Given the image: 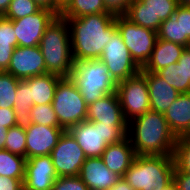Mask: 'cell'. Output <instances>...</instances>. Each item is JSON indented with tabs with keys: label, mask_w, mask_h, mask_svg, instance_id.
<instances>
[{
	"label": "cell",
	"mask_w": 190,
	"mask_h": 190,
	"mask_svg": "<svg viewBox=\"0 0 190 190\" xmlns=\"http://www.w3.org/2000/svg\"><path fill=\"white\" fill-rule=\"evenodd\" d=\"M115 22L133 60L142 68L149 60L158 39L157 32L136 25L124 14L116 15Z\"/></svg>",
	"instance_id": "ba28073f"
},
{
	"label": "cell",
	"mask_w": 190,
	"mask_h": 190,
	"mask_svg": "<svg viewBox=\"0 0 190 190\" xmlns=\"http://www.w3.org/2000/svg\"><path fill=\"white\" fill-rule=\"evenodd\" d=\"M70 0H54V11L60 14L61 10L67 5Z\"/></svg>",
	"instance_id": "ee69618b"
},
{
	"label": "cell",
	"mask_w": 190,
	"mask_h": 190,
	"mask_svg": "<svg viewBox=\"0 0 190 190\" xmlns=\"http://www.w3.org/2000/svg\"><path fill=\"white\" fill-rule=\"evenodd\" d=\"M173 156L136 155L124 178L134 190H162L173 181Z\"/></svg>",
	"instance_id": "277c9868"
},
{
	"label": "cell",
	"mask_w": 190,
	"mask_h": 190,
	"mask_svg": "<svg viewBox=\"0 0 190 190\" xmlns=\"http://www.w3.org/2000/svg\"><path fill=\"white\" fill-rule=\"evenodd\" d=\"M106 9L115 15L125 14L133 0H103Z\"/></svg>",
	"instance_id": "8d00e7d4"
},
{
	"label": "cell",
	"mask_w": 190,
	"mask_h": 190,
	"mask_svg": "<svg viewBox=\"0 0 190 190\" xmlns=\"http://www.w3.org/2000/svg\"><path fill=\"white\" fill-rule=\"evenodd\" d=\"M57 178L51 155L26 159L24 190H51Z\"/></svg>",
	"instance_id": "9a60e30c"
},
{
	"label": "cell",
	"mask_w": 190,
	"mask_h": 190,
	"mask_svg": "<svg viewBox=\"0 0 190 190\" xmlns=\"http://www.w3.org/2000/svg\"><path fill=\"white\" fill-rule=\"evenodd\" d=\"M39 47L47 73L69 77L73 69L70 31L67 20L58 15L45 30Z\"/></svg>",
	"instance_id": "3957f363"
},
{
	"label": "cell",
	"mask_w": 190,
	"mask_h": 190,
	"mask_svg": "<svg viewBox=\"0 0 190 190\" xmlns=\"http://www.w3.org/2000/svg\"><path fill=\"white\" fill-rule=\"evenodd\" d=\"M5 150L26 158V133L25 129L14 126L8 129Z\"/></svg>",
	"instance_id": "1f68e13d"
},
{
	"label": "cell",
	"mask_w": 190,
	"mask_h": 190,
	"mask_svg": "<svg viewBox=\"0 0 190 190\" xmlns=\"http://www.w3.org/2000/svg\"><path fill=\"white\" fill-rule=\"evenodd\" d=\"M42 7H47L54 10V0H34Z\"/></svg>",
	"instance_id": "bcb514c9"
},
{
	"label": "cell",
	"mask_w": 190,
	"mask_h": 190,
	"mask_svg": "<svg viewBox=\"0 0 190 190\" xmlns=\"http://www.w3.org/2000/svg\"><path fill=\"white\" fill-rule=\"evenodd\" d=\"M180 65L182 73L187 80H190V49L185 48L181 54V57L177 61Z\"/></svg>",
	"instance_id": "60d3db41"
},
{
	"label": "cell",
	"mask_w": 190,
	"mask_h": 190,
	"mask_svg": "<svg viewBox=\"0 0 190 190\" xmlns=\"http://www.w3.org/2000/svg\"><path fill=\"white\" fill-rule=\"evenodd\" d=\"M173 181L177 185L178 190H190V175L185 174L175 168Z\"/></svg>",
	"instance_id": "ab89813d"
},
{
	"label": "cell",
	"mask_w": 190,
	"mask_h": 190,
	"mask_svg": "<svg viewBox=\"0 0 190 190\" xmlns=\"http://www.w3.org/2000/svg\"><path fill=\"white\" fill-rule=\"evenodd\" d=\"M19 81V79L5 71L0 72V108H14Z\"/></svg>",
	"instance_id": "f1b7e54d"
},
{
	"label": "cell",
	"mask_w": 190,
	"mask_h": 190,
	"mask_svg": "<svg viewBox=\"0 0 190 190\" xmlns=\"http://www.w3.org/2000/svg\"><path fill=\"white\" fill-rule=\"evenodd\" d=\"M118 95L124 118L127 122L150 110L149 90L145 72L117 83Z\"/></svg>",
	"instance_id": "9c48e42d"
},
{
	"label": "cell",
	"mask_w": 190,
	"mask_h": 190,
	"mask_svg": "<svg viewBox=\"0 0 190 190\" xmlns=\"http://www.w3.org/2000/svg\"><path fill=\"white\" fill-rule=\"evenodd\" d=\"M116 15L99 13L67 20L73 61L99 59L117 30Z\"/></svg>",
	"instance_id": "6da1fadb"
},
{
	"label": "cell",
	"mask_w": 190,
	"mask_h": 190,
	"mask_svg": "<svg viewBox=\"0 0 190 190\" xmlns=\"http://www.w3.org/2000/svg\"><path fill=\"white\" fill-rule=\"evenodd\" d=\"M51 190H89L79 176L58 177Z\"/></svg>",
	"instance_id": "d590c367"
},
{
	"label": "cell",
	"mask_w": 190,
	"mask_h": 190,
	"mask_svg": "<svg viewBox=\"0 0 190 190\" xmlns=\"http://www.w3.org/2000/svg\"><path fill=\"white\" fill-rule=\"evenodd\" d=\"M171 132L178 137L190 136V94H180L164 114Z\"/></svg>",
	"instance_id": "44dd1931"
},
{
	"label": "cell",
	"mask_w": 190,
	"mask_h": 190,
	"mask_svg": "<svg viewBox=\"0 0 190 190\" xmlns=\"http://www.w3.org/2000/svg\"><path fill=\"white\" fill-rule=\"evenodd\" d=\"M127 128V137L136 155L173 156L177 138L169 129L164 114L149 110L129 121Z\"/></svg>",
	"instance_id": "7a4b0ae2"
},
{
	"label": "cell",
	"mask_w": 190,
	"mask_h": 190,
	"mask_svg": "<svg viewBox=\"0 0 190 190\" xmlns=\"http://www.w3.org/2000/svg\"><path fill=\"white\" fill-rule=\"evenodd\" d=\"M87 121L100 122L106 125H128L116 92L105 95L88 105Z\"/></svg>",
	"instance_id": "ac0fdd59"
},
{
	"label": "cell",
	"mask_w": 190,
	"mask_h": 190,
	"mask_svg": "<svg viewBox=\"0 0 190 190\" xmlns=\"http://www.w3.org/2000/svg\"><path fill=\"white\" fill-rule=\"evenodd\" d=\"M79 177L89 190H107L120 179L115 172L109 170L101 157H89L84 161Z\"/></svg>",
	"instance_id": "e0dca14e"
},
{
	"label": "cell",
	"mask_w": 190,
	"mask_h": 190,
	"mask_svg": "<svg viewBox=\"0 0 190 190\" xmlns=\"http://www.w3.org/2000/svg\"><path fill=\"white\" fill-rule=\"evenodd\" d=\"M185 48L180 44L158 38L149 60L141 68V71L156 73L158 70L176 63Z\"/></svg>",
	"instance_id": "7402d4cb"
},
{
	"label": "cell",
	"mask_w": 190,
	"mask_h": 190,
	"mask_svg": "<svg viewBox=\"0 0 190 190\" xmlns=\"http://www.w3.org/2000/svg\"><path fill=\"white\" fill-rule=\"evenodd\" d=\"M31 108L30 88L23 80H20L17 85L13 108L16 114V126L27 129L32 124Z\"/></svg>",
	"instance_id": "d4e9b609"
},
{
	"label": "cell",
	"mask_w": 190,
	"mask_h": 190,
	"mask_svg": "<svg viewBox=\"0 0 190 190\" xmlns=\"http://www.w3.org/2000/svg\"><path fill=\"white\" fill-rule=\"evenodd\" d=\"M178 5H190V0H177Z\"/></svg>",
	"instance_id": "c3c4849f"
},
{
	"label": "cell",
	"mask_w": 190,
	"mask_h": 190,
	"mask_svg": "<svg viewBox=\"0 0 190 190\" xmlns=\"http://www.w3.org/2000/svg\"><path fill=\"white\" fill-rule=\"evenodd\" d=\"M7 127L0 126V150L5 149V142L7 138V132H8Z\"/></svg>",
	"instance_id": "7bdbcfd3"
},
{
	"label": "cell",
	"mask_w": 190,
	"mask_h": 190,
	"mask_svg": "<svg viewBox=\"0 0 190 190\" xmlns=\"http://www.w3.org/2000/svg\"><path fill=\"white\" fill-rule=\"evenodd\" d=\"M110 190H134L124 177H120V179L115 183V185L110 188Z\"/></svg>",
	"instance_id": "b9f144b4"
},
{
	"label": "cell",
	"mask_w": 190,
	"mask_h": 190,
	"mask_svg": "<svg viewBox=\"0 0 190 190\" xmlns=\"http://www.w3.org/2000/svg\"><path fill=\"white\" fill-rule=\"evenodd\" d=\"M177 0H133L124 14L136 25L158 31L161 23L173 16Z\"/></svg>",
	"instance_id": "8fae6325"
},
{
	"label": "cell",
	"mask_w": 190,
	"mask_h": 190,
	"mask_svg": "<svg viewBox=\"0 0 190 190\" xmlns=\"http://www.w3.org/2000/svg\"><path fill=\"white\" fill-rule=\"evenodd\" d=\"M65 129L32 123L26 133V159L50 155Z\"/></svg>",
	"instance_id": "2e32d148"
},
{
	"label": "cell",
	"mask_w": 190,
	"mask_h": 190,
	"mask_svg": "<svg viewBox=\"0 0 190 190\" xmlns=\"http://www.w3.org/2000/svg\"><path fill=\"white\" fill-rule=\"evenodd\" d=\"M69 77L87 105L116 92L117 83L100 59L74 61Z\"/></svg>",
	"instance_id": "5b68a950"
},
{
	"label": "cell",
	"mask_w": 190,
	"mask_h": 190,
	"mask_svg": "<svg viewBox=\"0 0 190 190\" xmlns=\"http://www.w3.org/2000/svg\"><path fill=\"white\" fill-rule=\"evenodd\" d=\"M5 72L19 80L46 74V64L39 45L15 47L8 69Z\"/></svg>",
	"instance_id": "5bb4252c"
},
{
	"label": "cell",
	"mask_w": 190,
	"mask_h": 190,
	"mask_svg": "<svg viewBox=\"0 0 190 190\" xmlns=\"http://www.w3.org/2000/svg\"><path fill=\"white\" fill-rule=\"evenodd\" d=\"M0 126L7 128L16 126V114L13 108H0Z\"/></svg>",
	"instance_id": "f35d334b"
},
{
	"label": "cell",
	"mask_w": 190,
	"mask_h": 190,
	"mask_svg": "<svg viewBox=\"0 0 190 190\" xmlns=\"http://www.w3.org/2000/svg\"><path fill=\"white\" fill-rule=\"evenodd\" d=\"M52 106L59 125L65 130L87 120L88 105L70 77L58 81Z\"/></svg>",
	"instance_id": "52a82bcc"
},
{
	"label": "cell",
	"mask_w": 190,
	"mask_h": 190,
	"mask_svg": "<svg viewBox=\"0 0 190 190\" xmlns=\"http://www.w3.org/2000/svg\"><path fill=\"white\" fill-rule=\"evenodd\" d=\"M156 73L180 94L190 92V80L185 78L178 62L170 64L158 70Z\"/></svg>",
	"instance_id": "83f0119b"
},
{
	"label": "cell",
	"mask_w": 190,
	"mask_h": 190,
	"mask_svg": "<svg viewBox=\"0 0 190 190\" xmlns=\"http://www.w3.org/2000/svg\"><path fill=\"white\" fill-rule=\"evenodd\" d=\"M15 47H17V38L13 21L0 16V72L8 69Z\"/></svg>",
	"instance_id": "cb8c5ba5"
},
{
	"label": "cell",
	"mask_w": 190,
	"mask_h": 190,
	"mask_svg": "<svg viewBox=\"0 0 190 190\" xmlns=\"http://www.w3.org/2000/svg\"><path fill=\"white\" fill-rule=\"evenodd\" d=\"M24 178L0 176V190H24Z\"/></svg>",
	"instance_id": "74e56055"
},
{
	"label": "cell",
	"mask_w": 190,
	"mask_h": 190,
	"mask_svg": "<svg viewBox=\"0 0 190 190\" xmlns=\"http://www.w3.org/2000/svg\"><path fill=\"white\" fill-rule=\"evenodd\" d=\"M149 90L150 110L165 114L180 93L157 73L145 72Z\"/></svg>",
	"instance_id": "d6986e66"
},
{
	"label": "cell",
	"mask_w": 190,
	"mask_h": 190,
	"mask_svg": "<svg viewBox=\"0 0 190 190\" xmlns=\"http://www.w3.org/2000/svg\"><path fill=\"white\" fill-rule=\"evenodd\" d=\"M99 59L106 65L116 83L133 77L141 71V67L133 60L118 30L105 45Z\"/></svg>",
	"instance_id": "30bf717a"
},
{
	"label": "cell",
	"mask_w": 190,
	"mask_h": 190,
	"mask_svg": "<svg viewBox=\"0 0 190 190\" xmlns=\"http://www.w3.org/2000/svg\"><path fill=\"white\" fill-rule=\"evenodd\" d=\"M11 0H0V16H4Z\"/></svg>",
	"instance_id": "f6af8a7d"
},
{
	"label": "cell",
	"mask_w": 190,
	"mask_h": 190,
	"mask_svg": "<svg viewBox=\"0 0 190 190\" xmlns=\"http://www.w3.org/2000/svg\"><path fill=\"white\" fill-rule=\"evenodd\" d=\"M157 36L159 39L181 45L180 18H175L173 15L163 21L157 31Z\"/></svg>",
	"instance_id": "836d02e7"
},
{
	"label": "cell",
	"mask_w": 190,
	"mask_h": 190,
	"mask_svg": "<svg viewBox=\"0 0 190 190\" xmlns=\"http://www.w3.org/2000/svg\"><path fill=\"white\" fill-rule=\"evenodd\" d=\"M135 157V150L128 137L117 143L109 144L101 155L105 166L120 177H124Z\"/></svg>",
	"instance_id": "ffe728a7"
},
{
	"label": "cell",
	"mask_w": 190,
	"mask_h": 190,
	"mask_svg": "<svg viewBox=\"0 0 190 190\" xmlns=\"http://www.w3.org/2000/svg\"><path fill=\"white\" fill-rule=\"evenodd\" d=\"M41 8L42 6L34 0H11L4 17L10 20H17L34 14Z\"/></svg>",
	"instance_id": "4dcf8cb0"
},
{
	"label": "cell",
	"mask_w": 190,
	"mask_h": 190,
	"mask_svg": "<svg viewBox=\"0 0 190 190\" xmlns=\"http://www.w3.org/2000/svg\"><path fill=\"white\" fill-rule=\"evenodd\" d=\"M25 163V157L0 150V176L25 178Z\"/></svg>",
	"instance_id": "4316f807"
},
{
	"label": "cell",
	"mask_w": 190,
	"mask_h": 190,
	"mask_svg": "<svg viewBox=\"0 0 190 190\" xmlns=\"http://www.w3.org/2000/svg\"><path fill=\"white\" fill-rule=\"evenodd\" d=\"M128 125H106L100 122L83 121L68 131L87 158L101 157L109 144L117 143L127 137Z\"/></svg>",
	"instance_id": "8992f818"
},
{
	"label": "cell",
	"mask_w": 190,
	"mask_h": 190,
	"mask_svg": "<svg viewBox=\"0 0 190 190\" xmlns=\"http://www.w3.org/2000/svg\"><path fill=\"white\" fill-rule=\"evenodd\" d=\"M162 190H178L177 185L175 184L174 181H172L168 186H166Z\"/></svg>",
	"instance_id": "7dc6e473"
},
{
	"label": "cell",
	"mask_w": 190,
	"mask_h": 190,
	"mask_svg": "<svg viewBox=\"0 0 190 190\" xmlns=\"http://www.w3.org/2000/svg\"><path fill=\"white\" fill-rule=\"evenodd\" d=\"M59 14L47 7L29 16L12 20L17 38V47H32L40 44L47 27Z\"/></svg>",
	"instance_id": "4fadbf2b"
},
{
	"label": "cell",
	"mask_w": 190,
	"mask_h": 190,
	"mask_svg": "<svg viewBox=\"0 0 190 190\" xmlns=\"http://www.w3.org/2000/svg\"><path fill=\"white\" fill-rule=\"evenodd\" d=\"M174 16L180 18L181 45L188 48L190 45V5H178Z\"/></svg>",
	"instance_id": "e575fe53"
},
{
	"label": "cell",
	"mask_w": 190,
	"mask_h": 190,
	"mask_svg": "<svg viewBox=\"0 0 190 190\" xmlns=\"http://www.w3.org/2000/svg\"><path fill=\"white\" fill-rule=\"evenodd\" d=\"M99 13H112L106 9L103 0H70L59 15L62 18H79Z\"/></svg>",
	"instance_id": "484cf974"
},
{
	"label": "cell",
	"mask_w": 190,
	"mask_h": 190,
	"mask_svg": "<svg viewBox=\"0 0 190 190\" xmlns=\"http://www.w3.org/2000/svg\"><path fill=\"white\" fill-rule=\"evenodd\" d=\"M62 77L46 73L38 76H32L23 81L30 88V104L44 105L52 104L57 83Z\"/></svg>",
	"instance_id": "603a6c76"
},
{
	"label": "cell",
	"mask_w": 190,
	"mask_h": 190,
	"mask_svg": "<svg viewBox=\"0 0 190 190\" xmlns=\"http://www.w3.org/2000/svg\"><path fill=\"white\" fill-rule=\"evenodd\" d=\"M175 168L190 175V137H178L173 152Z\"/></svg>",
	"instance_id": "f546056e"
},
{
	"label": "cell",
	"mask_w": 190,
	"mask_h": 190,
	"mask_svg": "<svg viewBox=\"0 0 190 190\" xmlns=\"http://www.w3.org/2000/svg\"><path fill=\"white\" fill-rule=\"evenodd\" d=\"M32 123L51 127H61L52 104L33 105L31 108Z\"/></svg>",
	"instance_id": "d6a6232c"
},
{
	"label": "cell",
	"mask_w": 190,
	"mask_h": 190,
	"mask_svg": "<svg viewBox=\"0 0 190 190\" xmlns=\"http://www.w3.org/2000/svg\"><path fill=\"white\" fill-rule=\"evenodd\" d=\"M50 155L58 177L79 176L81 167L87 158L68 130L63 132Z\"/></svg>",
	"instance_id": "7c38bea8"
}]
</instances>
